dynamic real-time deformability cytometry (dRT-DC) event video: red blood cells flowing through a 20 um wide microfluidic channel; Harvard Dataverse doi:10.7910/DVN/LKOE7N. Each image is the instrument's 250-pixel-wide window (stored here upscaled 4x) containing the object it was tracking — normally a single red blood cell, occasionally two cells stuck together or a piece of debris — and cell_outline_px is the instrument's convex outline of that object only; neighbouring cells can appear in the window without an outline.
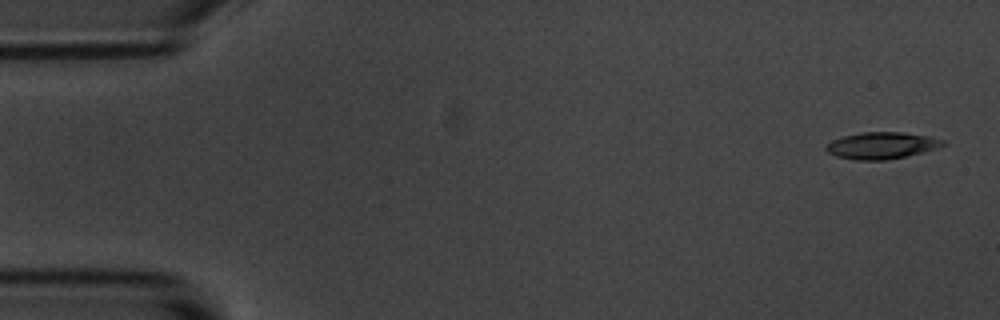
{"species": "common noctule bat (a hibernating species)", "species_latin": "Nyctalus noctula", "temperature_condition": "room temperature", "stored_images_in_passage": 5, "camera_frame_rate_fps": 3000, "um_per_image_px": 0.085, "animal": {"sex": "male", "body_mass_g": 20.1, "forearm_length_mm": 53.5}, "frame": {"image": 1, "passage_image": 1, "time_ms": 0.0, "image_size_px": [1000, 320], "cell_outline_px": [[948, 144], [936, 148], [908, 156], [884, 160], [856, 160], [836, 156], [828, 152], [824, 148], [832, 140], [844, 136], [860, 132], [904, 132], [928, 136], [944, 140]], "centroid_in_image_um": [74.95, 12.36], "position_along_channel_um": 10.0, "area_um2": 18.21}}